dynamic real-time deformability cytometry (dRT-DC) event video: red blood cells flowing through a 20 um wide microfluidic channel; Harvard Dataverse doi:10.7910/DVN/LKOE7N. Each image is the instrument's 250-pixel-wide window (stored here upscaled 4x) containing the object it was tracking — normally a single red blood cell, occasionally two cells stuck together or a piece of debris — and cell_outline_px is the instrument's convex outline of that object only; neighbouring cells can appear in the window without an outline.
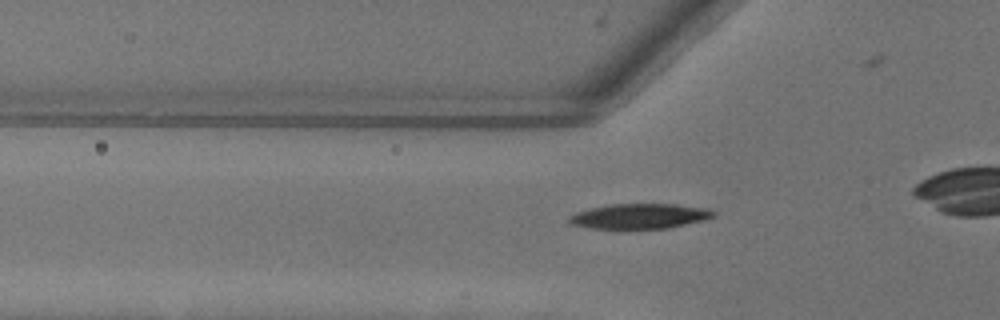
{"species": "common noctule bat (a hibernating species)", "species_latin": "Nyctalus noctula", "temperature_condition": "warm", "stored_images_in_passage": 37, "camera_frame_rate_fps": 3000, "um_per_image_px": 0.085, "animal": {"sex": "female"}, "frame": {"image": 1, "passage_image": 12, "time_ms": 3.667, "image_size_px": [1000, 320], "cell_outline_px": [[716, 216], [704, 220], [668, 228], [628, 232], [592, 228], [572, 224], [568, 220], [568, 216], [576, 212], [592, 208], [612, 204], [676, 204], [708, 208], [716, 212]], "centroid_in_image_um": [54.38, 18.42], "position_along_channel_um": 71.4, "area_um2": 22.02}}
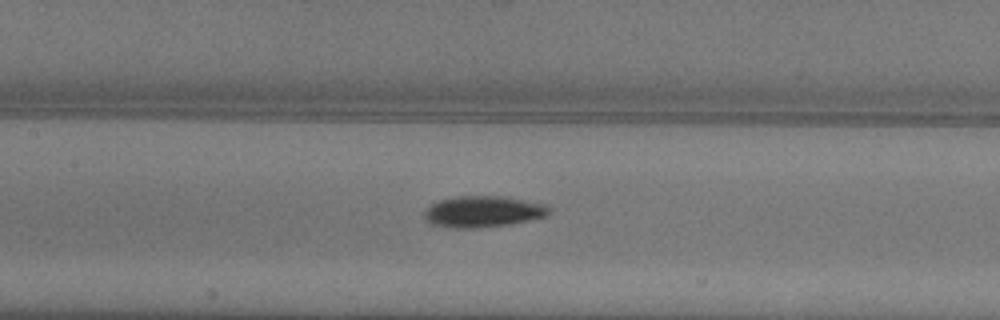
{"frame": {"image": 2, "passage_image": 19, "time_ms": 6.0, "image_size_px": [1000, 320], "cell_outline_px": [[552, 208], [548, 216], [532, 220], [512, 224], [480, 228], [452, 228], [432, 224], [424, 216], [424, 212], [432, 204], [440, 200], [452, 196], [508, 196], [548, 204]], "centroid_in_image_um": [41.16, 17.98], "position_along_channel_um": 166.2, "area_um2": 23.24}}
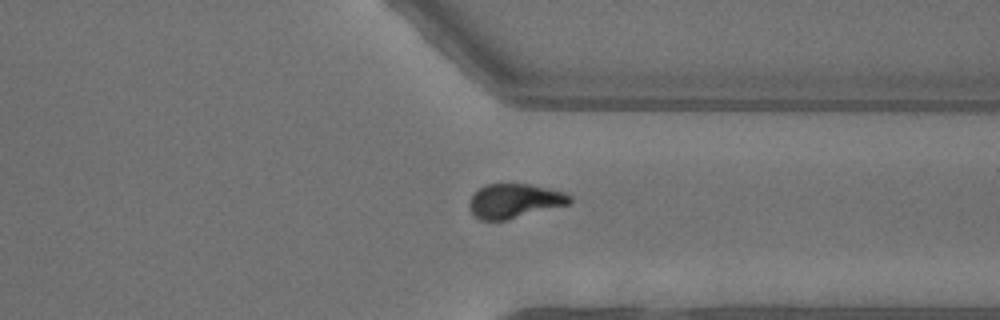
{"frame": {"image": 3, "passage_image": 34, "time_ms": 11.0, "image_size_px": [1000, 320], "cell_outline_px": [[572, 200], [568, 204], [504, 220], [480, 220], [468, 208], [468, 200], [484, 184], [532, 184], [564, 192], [572, 196]], "centroid_in_image_um": [43.71, 17.06], "position_along_channel_um": 367.7, "area_um2": 19.88}}